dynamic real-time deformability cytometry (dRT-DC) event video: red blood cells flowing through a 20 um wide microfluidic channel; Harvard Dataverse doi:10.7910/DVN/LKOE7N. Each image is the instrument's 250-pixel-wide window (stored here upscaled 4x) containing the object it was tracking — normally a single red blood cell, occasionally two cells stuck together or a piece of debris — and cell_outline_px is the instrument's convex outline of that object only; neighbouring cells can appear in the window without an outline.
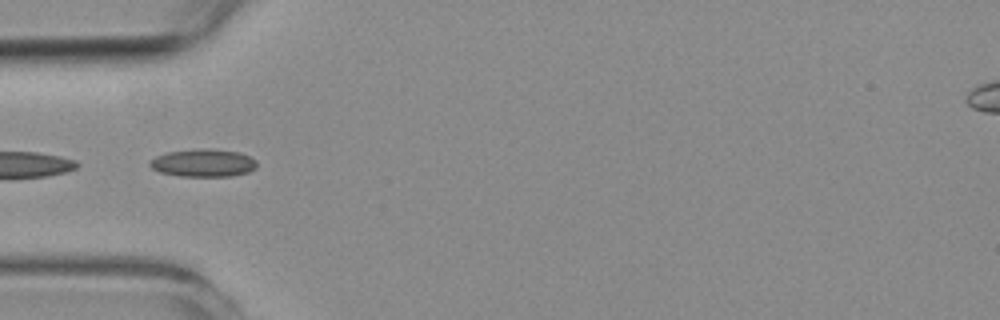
{"species": "common noctule bat (a hibernating species)", "species_latin": "Nyctalus noctula", "temperature_condition": "room temperature", "stored_images_in_passage": 5, "camera_frame_rate_fps": 3000, "um_per_image_px": 0.085, "animal": {"sex": "female", "body_mass_g": 19.3, "forearm_length_mm": 54.1}, "frame": {"image": 1, "passage_image": 3, "time_ms": 0.667, "image_size_px": [1000, 320], "cell_outline_px": [[256, 168], [248, 172], [232, 176], [180, 176], [160, 172], [152, 168], [148, 164], [156, 156], [168, 152], [240, 152], [256, 160]], "centroid_in_image_um": [17.29, 13.92], "position_along_channel_um": 67.7, "area_um2": 16.13}}